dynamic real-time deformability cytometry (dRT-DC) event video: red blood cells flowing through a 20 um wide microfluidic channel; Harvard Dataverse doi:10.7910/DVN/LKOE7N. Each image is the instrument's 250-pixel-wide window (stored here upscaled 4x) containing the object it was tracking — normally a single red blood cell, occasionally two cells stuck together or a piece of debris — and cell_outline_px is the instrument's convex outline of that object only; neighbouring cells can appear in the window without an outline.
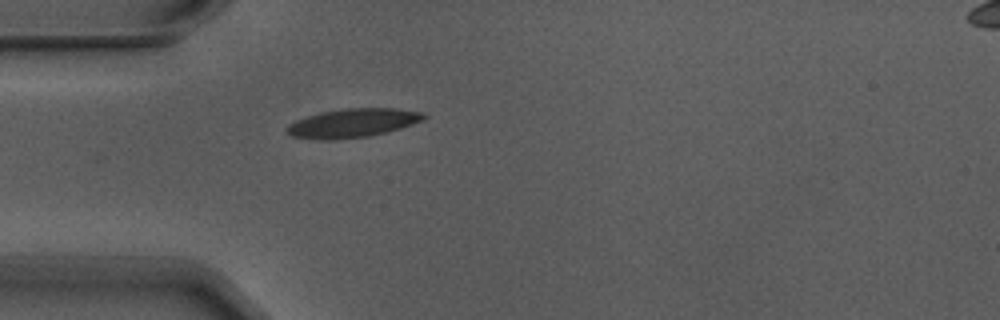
{"species": "Egyptian fruit bat (a non-hibernating species)", "species_latin": "Rousettus aegyptiacus", "temperature_condition": "warm", "stored_images_in_passage": 1, "camera_frame_rate_fps": 3000, "um_per_image_px": 0.085, "animal": {"sex": "male"}, "frame": {"image": 1, "passage_image": 1, "time_ms": 0.0, "image_size_px": [1000, 320], "cell_outline_px": [[428, 116], [424, 120], [400, 128], [368, 136], [332, 140], [324, 140], [292, 136], [288, 132], [288, 124], [296, 120], [320, 112], [344, 108], [392, 108], [424, 112]], "centroid_in_image_um": [30.01, 10.44], "position_along_channel_um": 55.0, "area_um2": 22.77}}